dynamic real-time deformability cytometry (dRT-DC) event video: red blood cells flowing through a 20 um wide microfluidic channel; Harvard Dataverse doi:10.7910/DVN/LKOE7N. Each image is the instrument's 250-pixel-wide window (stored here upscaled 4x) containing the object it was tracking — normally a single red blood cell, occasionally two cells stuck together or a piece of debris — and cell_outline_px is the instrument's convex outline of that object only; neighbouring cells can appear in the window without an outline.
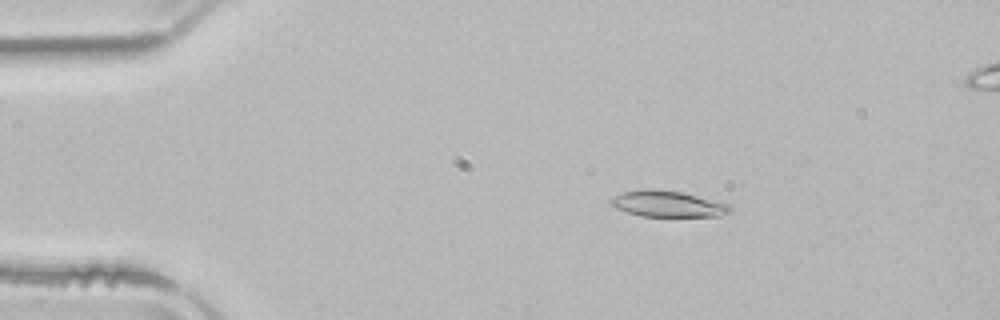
{"species": "common noctule bat (a hibernating species)", "species_latin": "Nyctalus noctula", "temperature_condition": "room temperature", "stored_images_in_passage": 52, "camera_frame_rate_fps": 3000, "um_per_image_px": 0.085, "animal": {"sex": "male", "body_mass_g": 21.5, "forearm_length_mm": 52.0}, "frame": {"image": 1, "passage_image": 8, "time_ms": 2.333, "image_size_px": [1000, 320], "cell_outline_px": [[732, 212], [720, 216], [640, 216], [616, 208], [608, 204], [608, 200], [612, 196], [624, 192], [644, 188], [652, 188], [684, 192], [728, 204], [732, 208]], "centroid_in_image_um": [56.72, 17.32], "position_along_channel_um": 28.3, "area_um2": 18.38}}
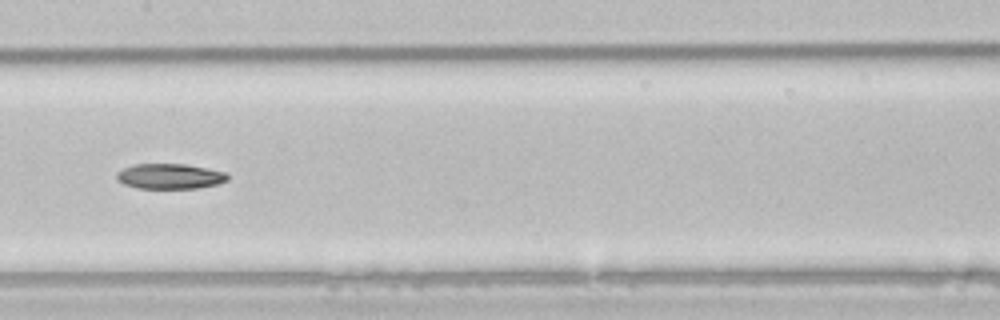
{"frame": {"image": 2, "passage_image": 25, "time_ms": 8.0, "image_size_px": [1000, 320], "cell_outline_px": [[228, 180], [216, 184], [196, 188], [136, 188], [124, 184], [116, 180], [116, 172], [124, 168], [136, 164], [188, 164], [208, 168], [224, 172], [228, 176]], "centroid_in_image_um": [14.41, 14.98], "position_along_channel_um": 193.0, "area_um2": 16.3}}
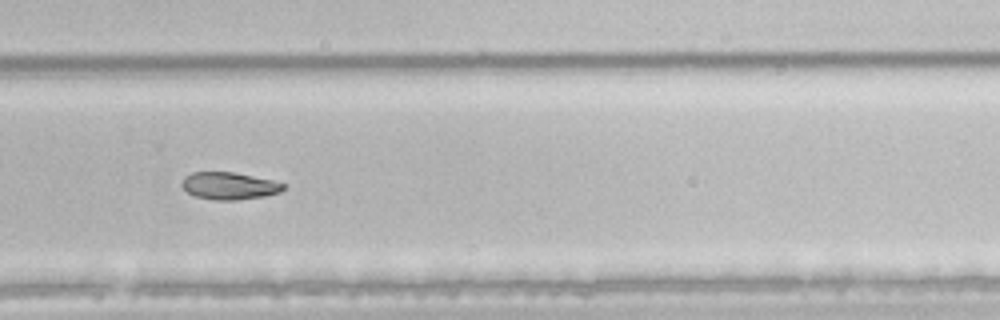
{"frame": {"image": 3, "passage_image": 34, "time_ms": 11.0, "image_size_px": [1000, 320], "cell_outline_px": [[284, 188], [280, 192], [264, 196], [236, 200], [216, 200], [196, 196], [188, 192], [180, 184], [184, 176], [192, 172], [232, 172], [272, 180], [284, 184]], "centroid_in_image_um": [19.45, 15.79], "position_along_channel_um": 310.3, "area_um2": 15.95}, "authors_computed_cell_mechanics": {"area_um2": 18.1781, "velocity_mm_per_s": 3.9321, "shape_relaxation_time_tau1_ms": 6.567, "shape_relaxation_time_tau2_ms": null, "deformation_change_tau1": 0.1361, "deformation_change_tau2": null}}